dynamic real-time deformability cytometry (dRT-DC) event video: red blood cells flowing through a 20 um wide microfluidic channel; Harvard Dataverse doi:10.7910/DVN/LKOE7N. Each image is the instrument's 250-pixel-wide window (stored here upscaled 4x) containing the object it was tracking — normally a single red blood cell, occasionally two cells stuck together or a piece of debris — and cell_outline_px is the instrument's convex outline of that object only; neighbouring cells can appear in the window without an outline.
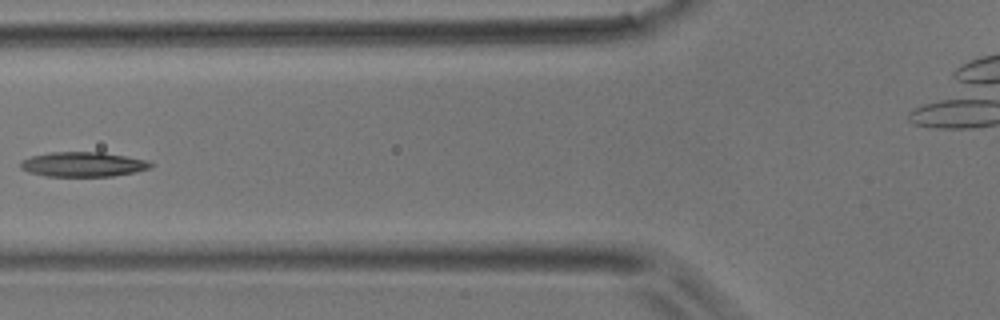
{"species": "common noctule bat (a hibernating species)", "species_latin": "Nyctalus noctula", "temperature_condition": "room temperature", "stored_images_in_passage": 5, "camera_frame_rate_fps": 3000, "um_per_image_px": 0.085, "animal": {"sex": "male", "body_mass_g": 17.9}, "frame": {"image": 1, "passage_image": 5, "time_ms": 1.333, "image_size_px": [1000, 320], "cell_outline_px": [[152, 164], [148, 168], [136, 172], [112, 176], [44, 176], [28, 172], [20, 168], [20, 164], [24, 160], [32, 156], [48, 152], [104, 152], [148, 160]], "centroid_in_image_um": [7.05, 13.97], "position_along_channel_um": 118.8, "area_um2": 18.73}}